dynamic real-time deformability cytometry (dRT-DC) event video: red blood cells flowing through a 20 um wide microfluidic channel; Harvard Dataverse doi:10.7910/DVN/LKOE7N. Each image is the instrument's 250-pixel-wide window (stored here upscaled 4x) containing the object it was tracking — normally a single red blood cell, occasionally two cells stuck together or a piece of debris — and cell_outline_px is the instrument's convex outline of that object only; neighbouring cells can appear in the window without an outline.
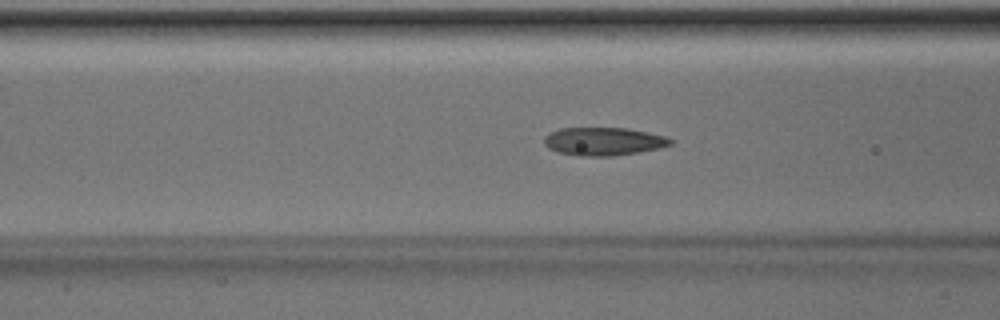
{"species": "Egyptian fruit bat (a non-hibernating species)", "species_latin": "Rousettus aegyptiacus", "temperature_condition": "room temperature", "stored_images_in_passage": 50, "camera_frame_rate_fps": 3000, "um_per_image_px": 0.085, "animal": {"sex": "male"}, "frame": {"image": 1, "passage_image": 19, "time_ms": 6.0, "image_size_px": [1000, 320], "cell_outline_px": [[672, 144], [660, 148], [640, 152], [612, 156], [576, 156], [556, 152], [548, 148], [544, 144], [544, 136], [548, 132], [560, 128], [628, 128], [664, 136], [672, 140]], "centroid_in_image_um": [51.25, 12.02], "position_along_channel_um": 115.4, "area_um2": 20.87}}
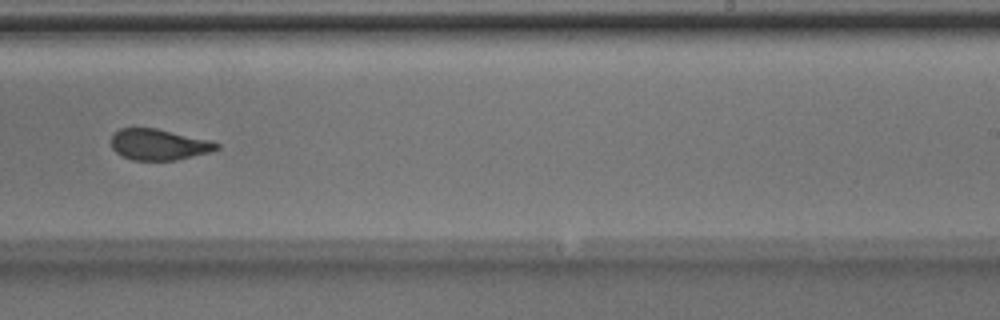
{"frame": {"image": 2, "passage_image": 31, "time_ms": 10.0, "image_size_px": [1000, 320], "cell_outline_px": [[220, 148], [208, 152], [176, 160], [132, 160], [120, 156], [112, 148], [112, 136], [120, 128], [156, 128], [208, 140], [220, 144]], "centroid_in_image_um": [13.47, 12.29], "position_along_channel_um": 275.5, "area_um2": 18.84}}
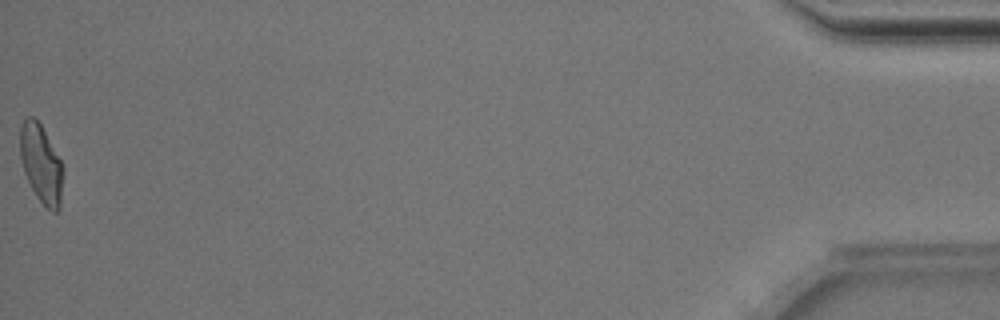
{"frame": {"image": 3, "passage_image": 50, "time_ms": 16.333, "image_size_px": [1000, 320], "cell_outline_px": [[64, 168], [60, 208], [56, 212], [52, 212], [36, 196], [24, 172], [20, 156], [20, 128], [24, 120], [28, 116], [32, 116], [40, 124], [60, 160]], "centroid_in_image_um": [3.5, 13.95], "position_along_channel_um": 431.7, "area_um2": 19.36}, "authors_computed_cell_mechanics": {"area_um2": 20.23, "velocity_mm_per_s": 4.023, "shape_relaxation_time_tau1_ms": 6.0597, "shape_relaxation_time_tau2_ms": 1.3733, "deformation_change_tau1": 0.1878, "deformation_change_tau2": 0.0837}}